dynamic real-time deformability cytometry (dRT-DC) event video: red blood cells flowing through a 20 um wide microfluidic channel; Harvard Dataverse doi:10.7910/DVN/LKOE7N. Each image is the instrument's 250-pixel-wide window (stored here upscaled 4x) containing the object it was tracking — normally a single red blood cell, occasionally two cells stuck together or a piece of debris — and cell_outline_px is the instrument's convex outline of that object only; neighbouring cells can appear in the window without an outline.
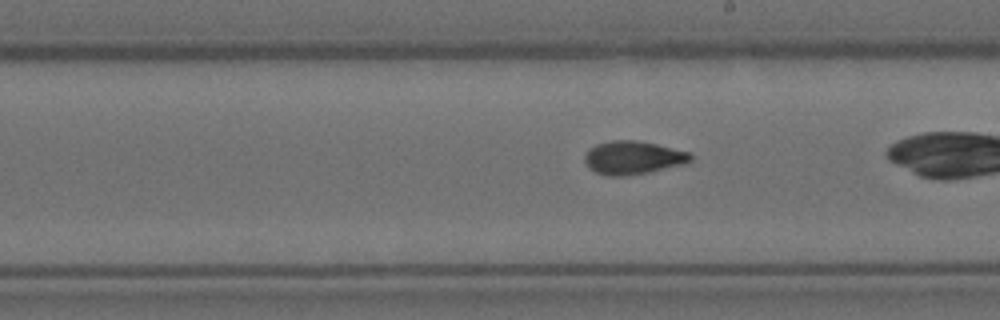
{"species": "Egyptian fruit bat (a non-hibernating species)", "species_latin": "Rousettus aegyptiacus", "temperature_condition": "room temperature", "stored_images_in_passage": 42, "camera_frame_rate_fps": 3000, "um_per_image_px": 0.085, "animal": {"sex": "female"}, "frame": {"image": 1, "passage_image": 30, "time_ms": 9.667, "image_size_px": [1000, 320], "cell_outline_px": [[692, 160], [688, 164], [648, 172], [624, 176], [608, 176], [596, 172], [588, 168], [584, 160], [584, 156], [588, 148], [596, 144], [612, 140], [636, 140], [656, 144], [688, 152], [692, 156]], "centroid_in_image_um": [53.79, 13.4], "position_along_channel_um": 235.2, "area_um2": 20.69}}